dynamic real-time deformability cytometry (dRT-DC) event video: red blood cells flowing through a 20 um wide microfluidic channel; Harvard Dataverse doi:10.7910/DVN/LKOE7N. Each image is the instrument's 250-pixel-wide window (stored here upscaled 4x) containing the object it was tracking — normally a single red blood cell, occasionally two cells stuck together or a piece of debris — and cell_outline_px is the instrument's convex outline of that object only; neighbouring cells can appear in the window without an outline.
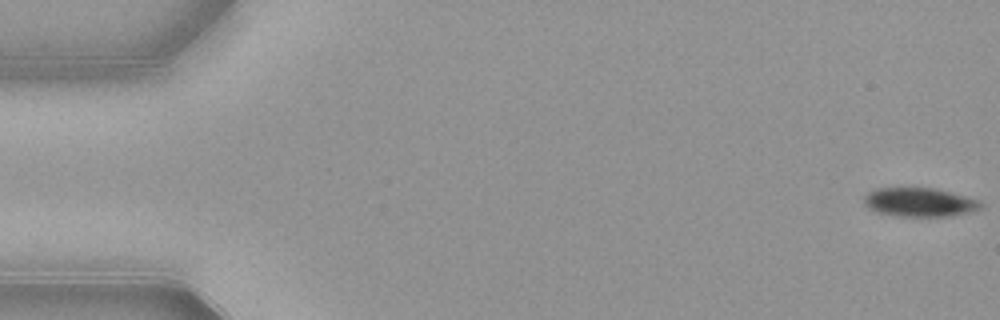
{"species": "common noctule bat (a hibernating species)", "species_latin": "Nyctalus noctula", "temperature_condition": "warm", "stored_images_in_passage": 53, "camera_frame_rate_fps": 3000, "um_per_image_px": 0.085, "animal": {"sex": "female", "body_mass_g": 21.9}, "frame": {"image": 1, "passage_image": 1, "time_ms": 0.0, "image_size_px": [1000, 320], "cell_outline_px": [[984, 204], [980, 208], [968, 212], [952, 216], [900, 216], [880, 212], [868, 208], [864, 204], [864, 196], [868, 192], [876, 188], [932, 188], [964, 196], [976, 200]], "centroid_in_image_um": [78.12, 17.19], "position_along_channel_um": 6.9, "area_um2": 19.25}}
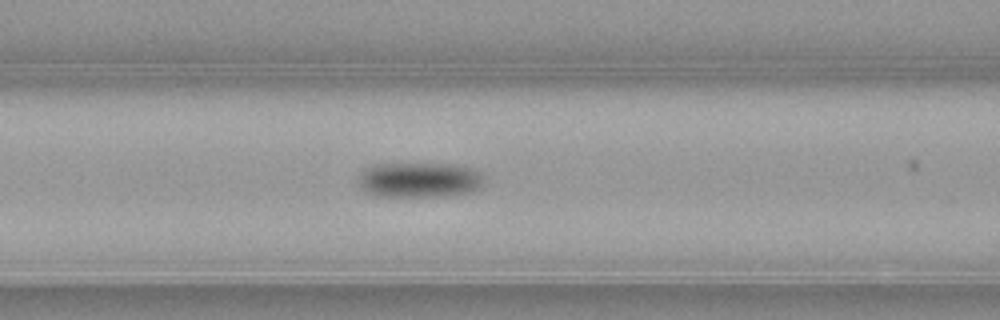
{"frame": {"image": 2, "passage_image": 22, "time_ms": 7.0, "image_size_px": [1000, 320], "cell_outline_px": [[484, 184], [480, 188], [472, 192], [440, 196], [380, 196], [364, 192], [356, 180], [360, 172], [364, 168], [376, 164], [456, 164], [468, 168], [476, 172], [484, 180]], "centroid_in_image_um": [35.58, 15.29], "position_along_channel_um": 131.0, "area_um2": 25.78}}
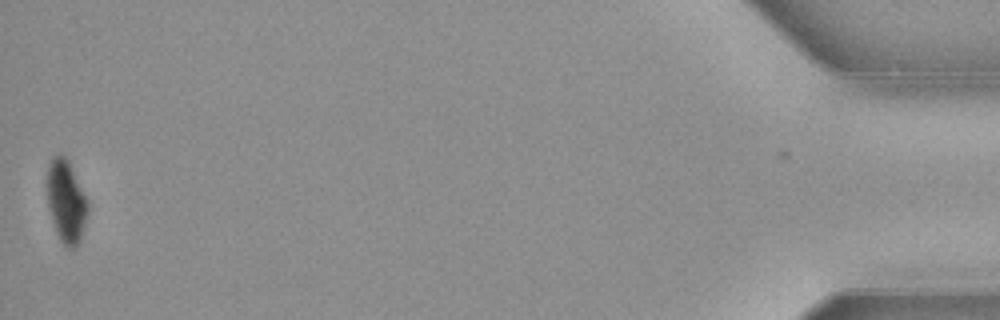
{"frame": {"image": 3, "passage_image": 53, "time_ms": 17.333, "image_size_px": [1000, 320], "cell_outline_px": [[88, 208], [80, 240], [76, 248], [68, 248], [60, 240], [56, 232], [52, 220], [48, 204], [48, 168], [52, 156], [64, 156], [68, 160], [88, 200]], "centroid_in_image_um": [5.63, 17.14], "position_along_channel_um": 429.6, "area_um2": 19.13}, "authors_computed_cell_mechanics": {"area_um2": 23.3512, "velocity_mm_per_s": 3.8709, "shape_relaxation_time_tau1_ms": 2.401, "shape_relaxation_time_tau2_ms": null, "deformation_change_tau1": 0.1288, "deformation_change_tau2": null}}